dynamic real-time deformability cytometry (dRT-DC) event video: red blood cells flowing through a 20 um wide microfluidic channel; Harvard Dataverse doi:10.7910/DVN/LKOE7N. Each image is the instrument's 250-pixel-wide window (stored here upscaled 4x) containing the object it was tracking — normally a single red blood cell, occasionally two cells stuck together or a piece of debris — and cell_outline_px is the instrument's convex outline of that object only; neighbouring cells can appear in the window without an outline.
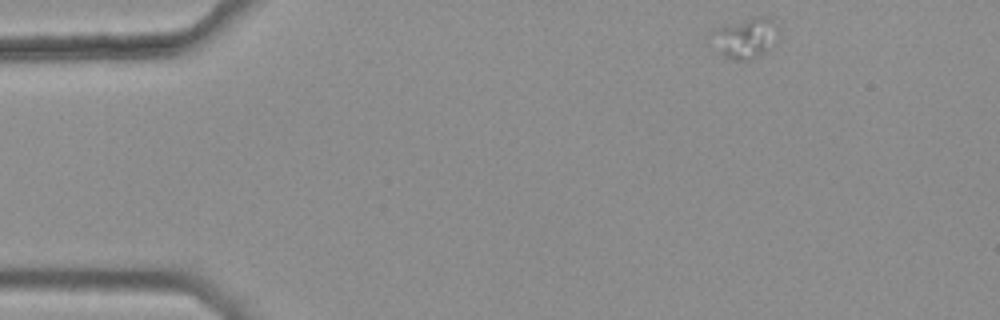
{"species": "common noctule bat (a hibernating species)", "species_latin": "Nyctalus noctula", "temperature_condition": "warm", "stored_images_in_passage": 3, "camera_frame_rate_fps": 3000, "um_per_image_px": 0.085, "animal": {"sex": "female", "body_mass_g": 25.1}, "frame": {"image": 1, "passage_image": 1, "time_ms": 0.0, "image_size_px": [1000, 320], "cell_outline_px": [[776, 48], [768, 52], [748, 60], [732, 60], [724, 56], [720, 52], [712, 28], [752, 16], [772, 16], [776, 24]], "centroid_in_image_um": [63.46, 3.2], "position_along_channel_um": 21.5, "area_um2": 15.9}}